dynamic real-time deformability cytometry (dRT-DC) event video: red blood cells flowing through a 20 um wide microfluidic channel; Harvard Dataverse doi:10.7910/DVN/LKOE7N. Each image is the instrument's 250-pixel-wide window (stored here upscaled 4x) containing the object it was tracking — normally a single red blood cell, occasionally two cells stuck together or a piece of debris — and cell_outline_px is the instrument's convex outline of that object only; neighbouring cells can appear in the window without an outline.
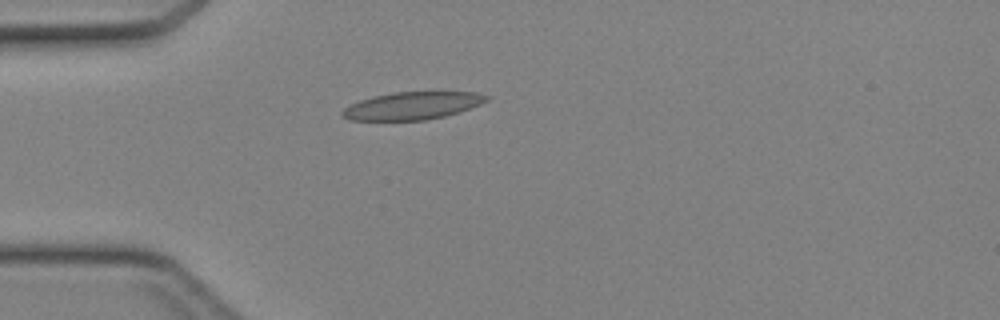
{"species": "Egyptian fruit bat (a non-hibernating species)", "species_latin": "Rousettus aegyptiacus", "temperature_condition": "cold", "stored_images_in_passage": 33, "camera_frame_rate_fps": 3000, "um_per_image_px": 0.085, "animal": {"sex": "female"}, "frame": {"image": 1, "passage_image": 1, "time_ms": 0.0, "image_size_px": [1000, 320], "cell_outline_px": [[492, 96], [488, 100], [480, 104], [460, 112], [444, 116], [424, 120], [348, 120], [340, 116], [340, 112], [344, 108], [360, 100], [372, 96], [392, 92], [436, 88], [440, 88], [476, 92]], "centroid_in_image_um": [35.14, 8.92], "position_along_channel_um": 49.9, "area_um2": 24.57}}
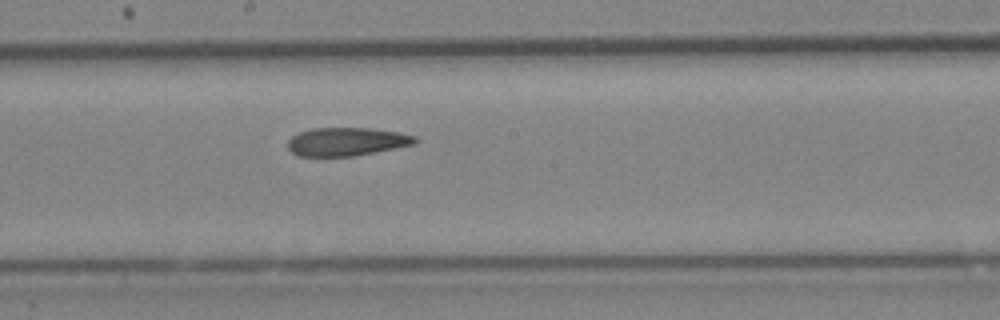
{"frame": {"image": 2, "passage_image": 13, "time_ms": 4.0, "image_size_px": [1000, 320], "cell_outline_px": [[420, 140], [416, 144], [356, 156], [296, 156], [288, 148], [288, 140], [292, 136], [300, 132], [312, 128], [372, 128], [400, 132], [416, 136]], "centroid_in_image_um": [29.51, 12.04], "position_along_channel_um": 218.7, "area_um2": 21.27}}
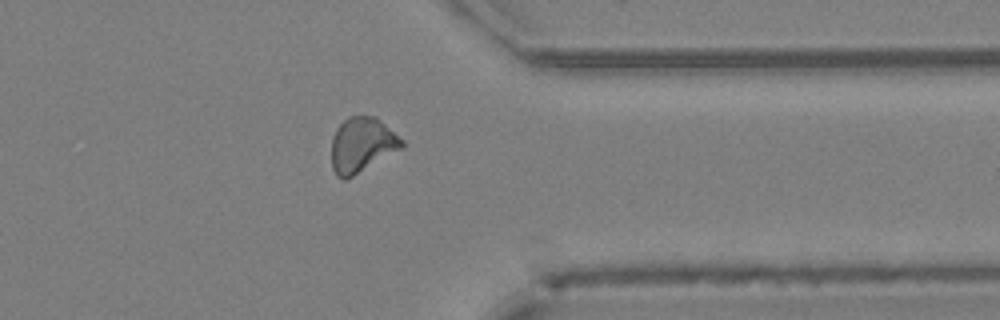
{"frame": {"image": 3, "passage_image": 24, "time_ms": 7.667, "image_size_px": [1000, 320], "cell_outline_px": [[404, 148], [352, 176], [344, 180], [340, 180], [336, 176], [332, 168], [332, 136], [336, 128], [348, 116], [376, 116], [404, 140]], "centroid_in_image_um": [30.77, 12.31], "position_along_channel_um": 380.6, "area_um2": 22.72}}